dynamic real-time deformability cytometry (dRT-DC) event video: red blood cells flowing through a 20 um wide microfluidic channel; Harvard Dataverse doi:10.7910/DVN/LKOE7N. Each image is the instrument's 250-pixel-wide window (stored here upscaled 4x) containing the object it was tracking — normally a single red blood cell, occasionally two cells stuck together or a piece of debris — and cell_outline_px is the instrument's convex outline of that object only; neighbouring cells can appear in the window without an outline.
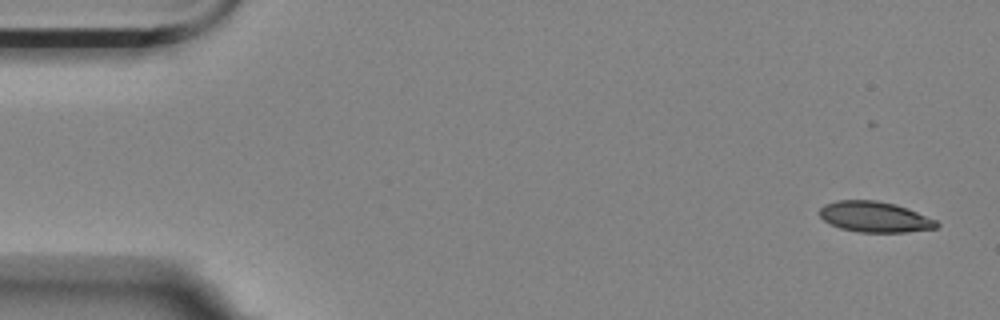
{"species": "Egyptian fruit bat (a non-hibernating species)", "species_latin": "Rousettus aegyptiacus", "temperature_condition": "room temperature", "stored_images_in_passage": 6, "camera_frame_rate_fps": 3000, "um_per_image_px": 0.085, "animal": {"sex": "female"}, "frame": {"image": 1, "passage_image": 2, "time_ms": 1.0, "image_size_px": [1000, 320], "cell_outline_px": [[940, 224], [936, 228], [908, 232], [860, 232], [840, 228], [824, 220], [820, 216], [820, 208], [824, 204], [836, 200], [876, 200], [896, 204], [908, 208], [936, 220]], "centroid_in_image_um": [74.36, 18.43], "position_along_channel_um": 10.6, "area_um2": 20.92}}
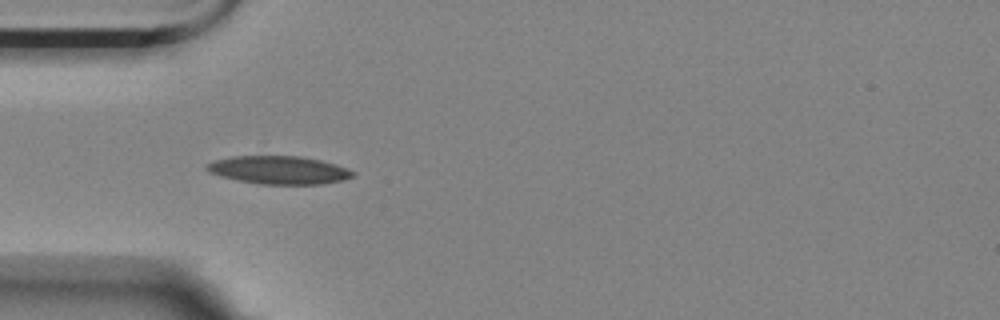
{"frame": {"image": 2, "passage_image": 6, "time_ms": 5.667, "image_size_px": [1000, 320], "cell_outline_px": [[356, 172], [352, 176], [344, 180], [320, 184], [260, 184], [220, 176], [208, 172], [204, 168], [208, 164], [216, 160], [232, 156], [300, 156], [320, 160], [336, 164]], "centroid_in_image_um": [23.71, 14.45], "position_along_channel_um": 61.3, "area_um2": 23.76}}